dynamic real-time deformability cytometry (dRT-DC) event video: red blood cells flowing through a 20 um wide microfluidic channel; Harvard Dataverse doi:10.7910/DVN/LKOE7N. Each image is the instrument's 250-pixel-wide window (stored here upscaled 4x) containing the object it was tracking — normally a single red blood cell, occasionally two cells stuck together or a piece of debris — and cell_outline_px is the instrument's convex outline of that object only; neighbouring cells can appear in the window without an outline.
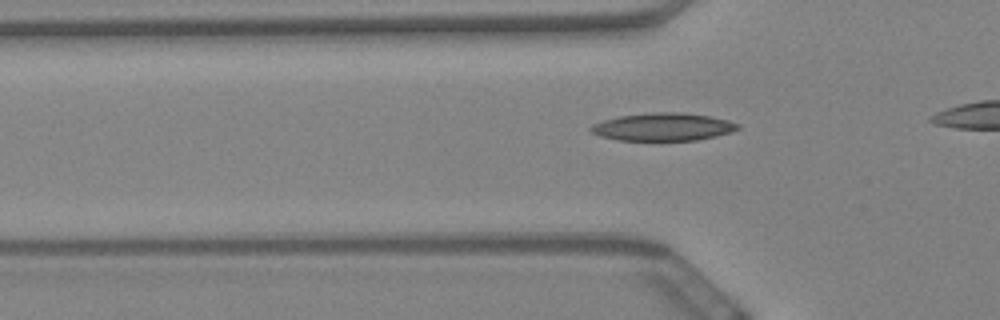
{"species": "Egyptian fruit bat (a non-hibernating species)", "species_latin": "Rousettus aegyptiacus", "temperature_condition": "warm", "stored_images_in_passage": 35, "camera_frame_rate_fps": 3000, "um_per_image_px": 0.085, "animal": {"sex": "female"}, "frame": {"image": 1, "passage_image": 6, "time_ms": 1.667, "image_size_px": [1000, 320], "cell_outline_px": [[740, 128], [732, 132], [716, 136], [696, 140], [616, 140], [600, 136], [592, 132], [588, 128], [592, 124], [604, 120], [620, 116], [648, 112], [684, 112], [708, 116], [728, 120], [740, 124]], "centroid_in_image_um": [56.36, 10.78], "position_along_channel_um": 69.4, "area_um2": 23.87}}
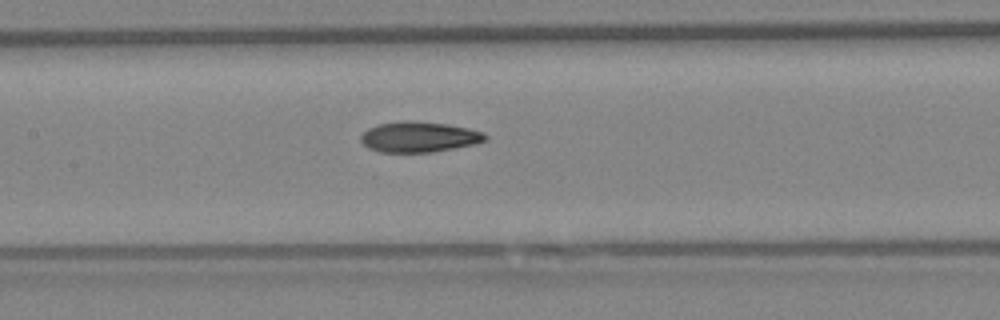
{"frame": {"image": 2, "passage_image": 15, "time_ms": 4.667, "image_size_px": [1000, 320], "cell_outline_px": [[488, 140], [476, 144], [432, 152], [380, 152], [368, 148], [360, 140], [360, 136], [368, 128], [380, 124], [404, 120], [408, 120], [448, 124], [468, 128], [484, 132], [488, 136]], "centroid_in_image_um": [35.65, 11.64], "position_along_channel_um": 171.8, "area_um2": 22.25}}
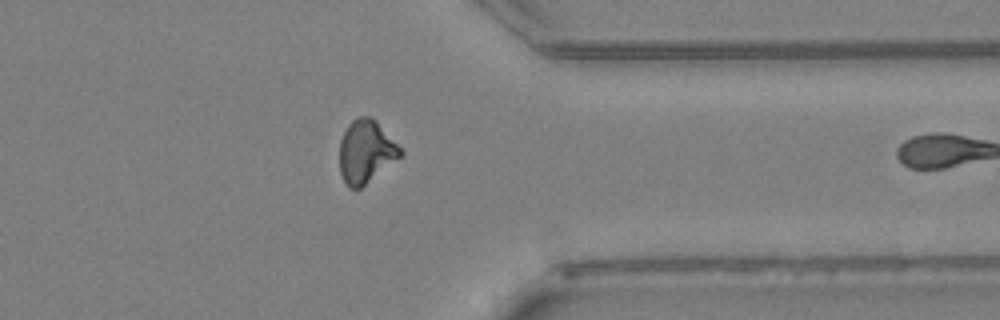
{"frame": {"image": 3, "passage_image": 34, "time_ms": 11.0, "image_size_px": [1000, 320], "cell_outline_px": [[404, 152], [400, 156], [360, 188], [348, 188], [340, 172], [340, 140], [348, 124], [356, 116], [372, 116], [376, 120]], "centroid_in_image_um": [31.08, 12.85], "position_along_channel_um": 380.3, "area_um2": 21.96}}